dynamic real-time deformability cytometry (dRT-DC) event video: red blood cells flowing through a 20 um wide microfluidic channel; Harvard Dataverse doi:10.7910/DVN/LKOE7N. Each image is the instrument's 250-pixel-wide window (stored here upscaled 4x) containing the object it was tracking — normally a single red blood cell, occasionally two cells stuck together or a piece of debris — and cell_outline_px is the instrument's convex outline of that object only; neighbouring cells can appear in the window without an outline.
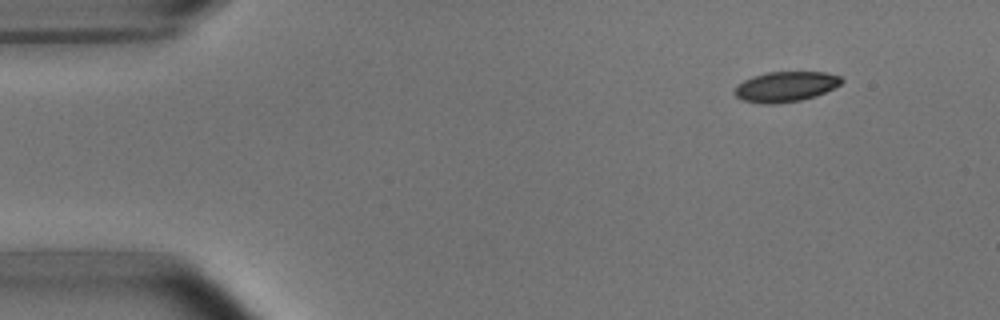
{"species": "common noctule bat (a hibernating species)", "species_latin": "Nyctalus noctula", "temperature_condition": "room temperature", "stored_images_in_passage": 4, "camera_frame_rate_fps": 3000, "um_per_image_px": 0.085, "animal": {"sex": "male", "body_mass_g": 15.6}, "frame": {"image": 1, "passage_image": 1, "time_ms": 0.0, "image_size_px": [1000, 320], "cell_outline_px": [[844, 80], [840, 84], [816, 96], [800, 100], [772, 104], [768, 104], [744, 100], [736, 96], [732, 92], [744, 80], [752, 76], [768, 72], [824, 72], [840, 76]], "centroid_in_image_um": [66.78, 7.35], "position_along_channel_um": 18.2, "area_um2": 18.55}}
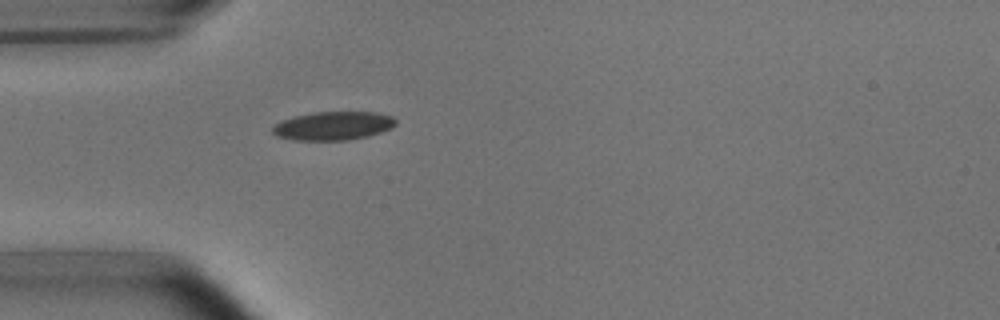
{"frame": {"image": 2, "passage_image": 4, "time_ms": 3.333, "image_size_px": [1000, 320], "cell_outline_px": [[396, 124], [392, 128], [368, 136], [348, 140], [292, 140], [276, 136], [272, 132], [272, 128], [276, 124], [284, 120], [296, 116], [312, 112], [376, 112], [392, 116], [396, 120]], "centroid_in_image_um": [28.34, 10.7], "position_along_channel_um": 56.7, "area_um2": 20.46}}